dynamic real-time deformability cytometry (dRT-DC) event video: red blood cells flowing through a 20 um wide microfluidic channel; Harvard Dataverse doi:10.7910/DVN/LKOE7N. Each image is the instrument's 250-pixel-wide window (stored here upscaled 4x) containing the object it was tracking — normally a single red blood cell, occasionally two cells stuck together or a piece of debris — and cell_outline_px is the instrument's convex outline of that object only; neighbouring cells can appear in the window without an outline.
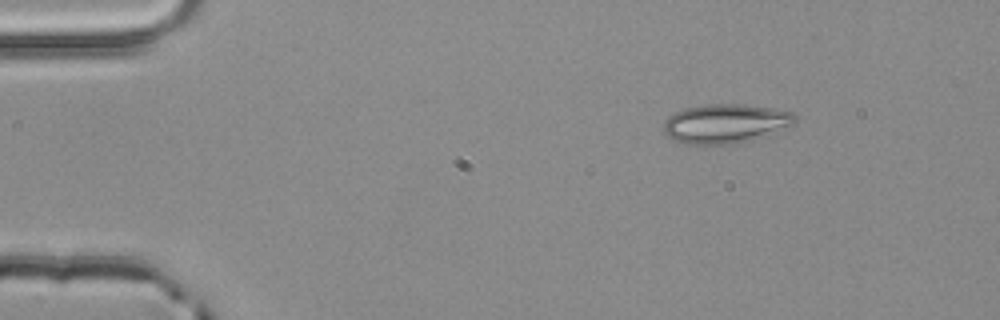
{"species": "common noctule bat (a hibernating species)", "species_latin": "Nyctalus noctula", "temperature_condition": "room temperature", "stored_images_in_passage": 2, "camera_frame_rate_fps": 3000, "um_per_image_px": 0.085, "animal": {"sex": "male", "body_mass_g": 20.4}, "frame": {"image": 1, "passage_image": 1, "time_ms": 0.0, "image_size_px": [1000, 320], "cell_outline_px": [[796, 120], [792, 124], [752, 140], [732, 144], [684, 144], [672, 140], [664, 132], [664, 120], [668, 116], [684, 108], [704, 104], [744, 104], [776, 108], [792, 112], [796, 116]], "centroid_in_image_um": [61.62, 10.49], "position_along_channel_um": 23.4, "area_um2": 30.06}}